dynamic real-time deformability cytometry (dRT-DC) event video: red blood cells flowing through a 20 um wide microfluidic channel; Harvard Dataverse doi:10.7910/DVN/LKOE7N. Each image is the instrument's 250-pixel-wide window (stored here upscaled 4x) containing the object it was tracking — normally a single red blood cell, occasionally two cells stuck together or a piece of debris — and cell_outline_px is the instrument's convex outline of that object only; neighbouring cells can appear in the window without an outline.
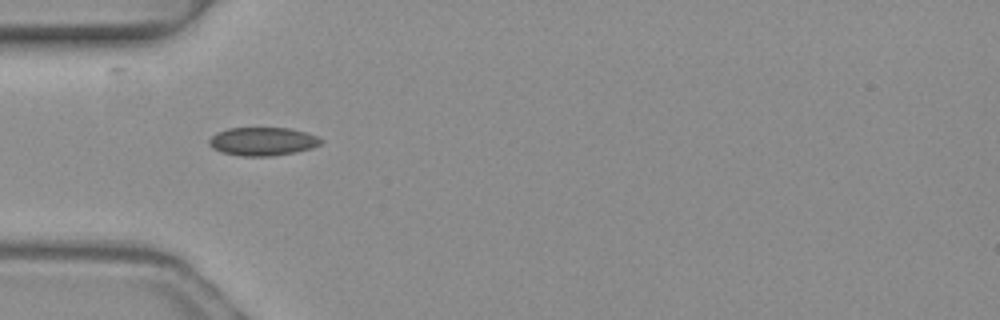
{"species": "common noctule bat (a hibernating species)", "species_latin": "Nyctalus noctula", "temperature_condition": "warm", "stored_images_in_passage": 3, "camera_frame_rate_fps": 3000, "um_per_image_px": 0.085, "animal": {"sex": "female", "body_mass_g": 19.3, "forearm_length_mm": 54.1}, "frame": {"image": 1, "passage_image": 1, "time_ms": 0.0, "image_size_px": [1000, 320], "cell_outline_px": [[324, 140], [320, 144], [312, 148], [296, 152], [268, 156], [244, 156], [224, 152], [212, 148], [208, 144], [208, 140], [216, 132], [228, 128], [288, 128], [308, 132]], "centroid_in_image_um": [22.33, 12.01], "position_along_channel_um": 62.7, "area_um2": 18.44}}
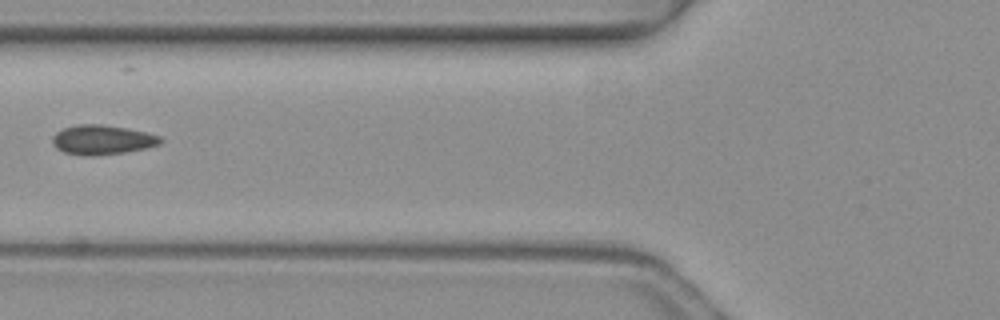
{"frame": {"image": 2, "passage_image": 2, "time_ms": 0.333, "image_size_px": [1000, 320], "cell_outline_px": [[164, 140], [160, 144], [144, 148], [124, 152], [92, 156], [84, 156], [64, 152], [56, 148], [52, 144], [52, 136], [56, 132], [64, 128], [76, 124], [100, 124], [124, 128], [144, 132], [160, 136]], "centroid_in_image_um": [8.65, 11.88], "position_along_channel_um": 117.2, "area_um2": 18.5}}
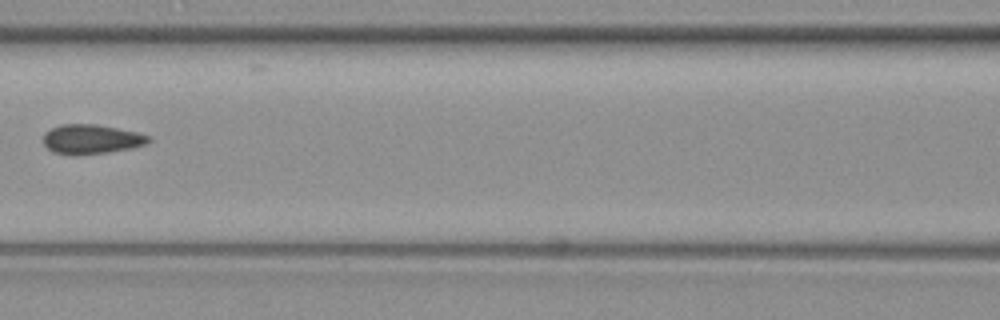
{"frame": {"image": 3, "passage_image": 3, "time_ms": 0.667, "image_size_px": [1000, 320], "cell_outline_px": [[152, 140], [144, 144], [132, 148], [108, 152], [80, 156], [72, 156], [52, 152], [44, 144], [44, 132], [60, 124], [96, 124], [140, 132], [148, 136]], "centroid_in_image_um": [7.75, 11.84], "position_along_channel_um": 158.9, "area_um2": 18.38}}